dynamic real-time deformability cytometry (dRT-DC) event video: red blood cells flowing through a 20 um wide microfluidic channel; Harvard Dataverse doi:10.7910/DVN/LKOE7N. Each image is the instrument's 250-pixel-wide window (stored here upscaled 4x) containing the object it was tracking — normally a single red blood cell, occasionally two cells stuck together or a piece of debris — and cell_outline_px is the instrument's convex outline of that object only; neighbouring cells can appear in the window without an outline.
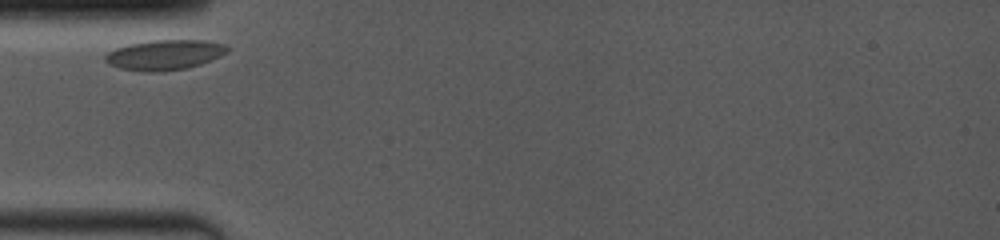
{"species": "common noctule bat (a hibernating species)", "species_latin": "Nyctalus noctula", "temperature_condition": "room temperature", "stored_images_in_passage": 20, "camera_frame_rate_fps": 4000, "um_per_image_px": 0.085, "animal": {"sex": "female", "body_mass_g": 19.0, "forearm_length_mm": 53.3}, "frame": {"image": 1, "passage_image": 1, "time_ms": 0.0, "image_size_px": [1000, 240], "cell_outline_px": [[228, 52], [220, 56], [200, 64], [184, 68], [156, 72], [144, 72], [120, 68], [104, 60], [104, 56], [108, 52], [116, 48], [128, 44], [152, 40], [204, 40], [224, 44], [228, 48]], "centroid_in_image_um": [13.98, 4.65], "position_along_channel_um": 71.0, "area_um2": 21.21}}
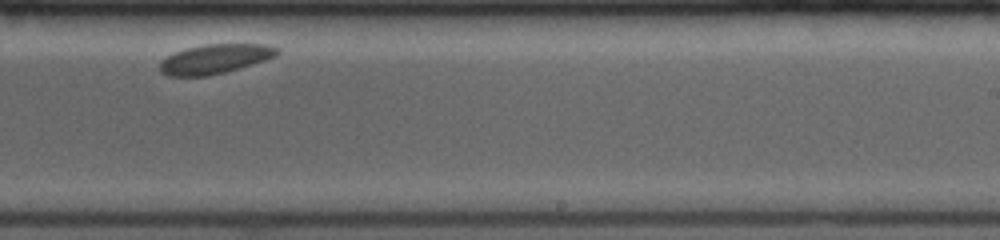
{"frame": {"image": 2, "passage_image": 12, "time_ms": 5.75, "image_size_px": [1000, 240], "cell_outline_px": [[280, 52], [276, 56], [252, 64], [224, 72], [208, 76], [168, 76], [160, 72], [160, 64], [168, 56], [176, 52], [188, 48], [204, 44], [268, 44], [280, 48]], "centroid_in_image_um": [18.31, 5.0], "position_along_channel_um": 270.7, "area_um2": 19.94}}
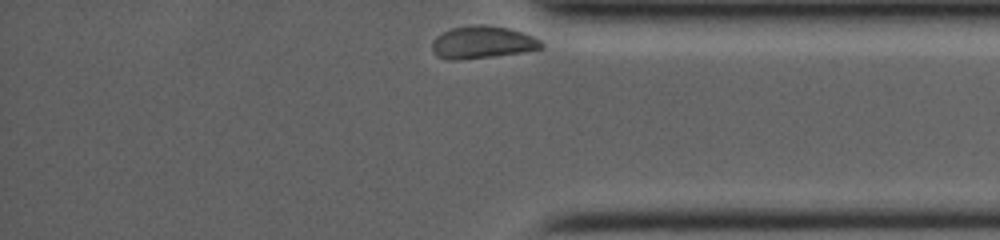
{"frame": {"image": 3, "passage_image": 20, "time_ms": 9.25, "image_size_px": [1000, 240], "cell_outline_px": [[544, 48], [520, 52], [492, 56], [460, 60], [452, 60], [436, 56], [432, 52], [432, 40], [436, 36], [452, 28], [480, 24], [484, 24], [508, 28], [532, 36], [540, 40], [544, 44]], "centroid_in_image_um": [40.97, 3.6], "position_along_channel_um": 394.2, "area_um2": 20.52}}